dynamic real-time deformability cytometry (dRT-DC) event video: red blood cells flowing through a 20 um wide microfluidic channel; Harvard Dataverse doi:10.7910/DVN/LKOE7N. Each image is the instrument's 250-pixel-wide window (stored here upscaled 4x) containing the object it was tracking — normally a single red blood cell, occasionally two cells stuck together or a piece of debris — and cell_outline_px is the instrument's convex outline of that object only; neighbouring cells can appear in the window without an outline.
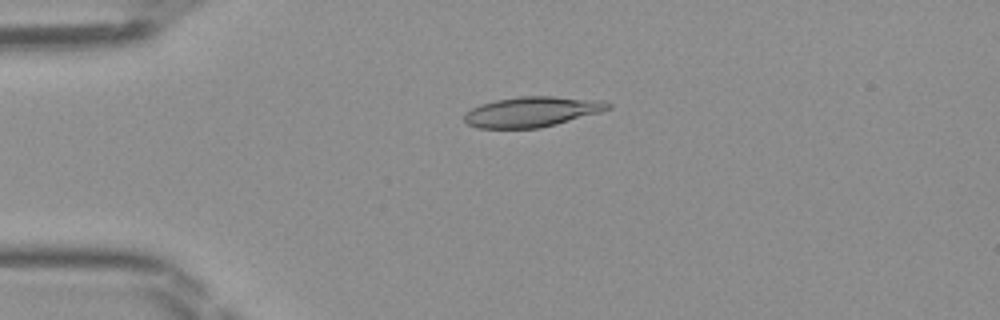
{"species": "Egyptian fruit bat (a non-hibernating species)", "species_latin": "Rousettus aegyptiacus", "temperature_condition": "room temperature", "stored_images_in_passage": 38, "camera_frame_rate_fps": 3000, "um_per_image_px": 0.085, "frame": {"image": 1, "passage_image": 2, "time_ms": 0.333, "image_size_px": [1000, 320], "cell_outline_px": [[612, 108], [600, 112], [556, 124], [540, 128], [476, 128], [468, 124], [464, 120], [464, 112], [480, 104], [496, 100], [520, 96], [552, 96], [604, 100], [612, 104]], "centroid_in_image_um": [45.22, 9.49], "position_along_channel_um": 39.8, "area_um2": 25.43}}
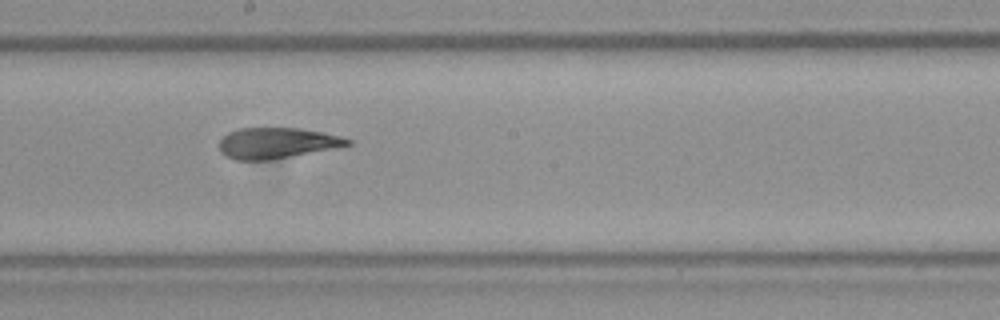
{"frame": {"image": 2, "passage_image": 17, "time_ms": 5.333, "image_size_px": [1000, 320], "cell_outline_px": [[352, 144], [272, 160], [236, 160], [220, 152], [220, 140], [228, 132], [240, 128], [300, 128], [324, 132], [340, 136], [352, 140]], "centroid_in_image_um": [23.53, 12.15], "position_along_channel_um": 224.7, "area_um2": 22.89}}
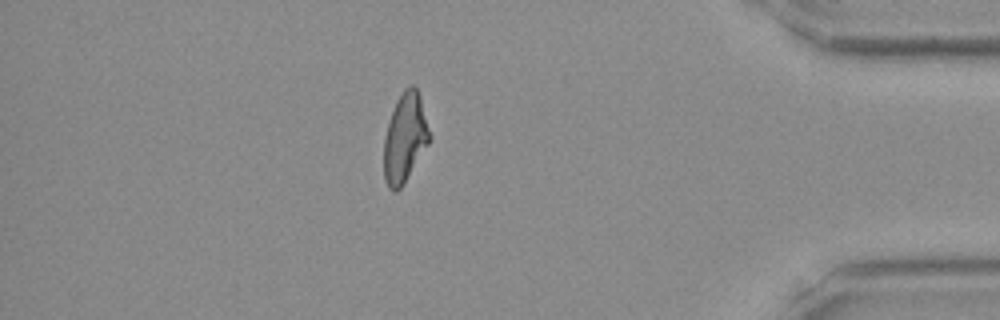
{"frame": {"image": 3, "passage_image": 32, "time_ms": 10.333, "image_size_px": [1000, 320], "cell_outline_px": [[432, 140], [404, 184], [396, 192], [392, 192], [388, 188], [384, 180], [384, 136], [396, 100], [404, 88], [412, 84], [416, 88], [420, 96], [432, 136]], "centroid_in_image_um": [34.44, 11.75], "position_along_channel_um": 400.8, "area_um2": 24.16}}